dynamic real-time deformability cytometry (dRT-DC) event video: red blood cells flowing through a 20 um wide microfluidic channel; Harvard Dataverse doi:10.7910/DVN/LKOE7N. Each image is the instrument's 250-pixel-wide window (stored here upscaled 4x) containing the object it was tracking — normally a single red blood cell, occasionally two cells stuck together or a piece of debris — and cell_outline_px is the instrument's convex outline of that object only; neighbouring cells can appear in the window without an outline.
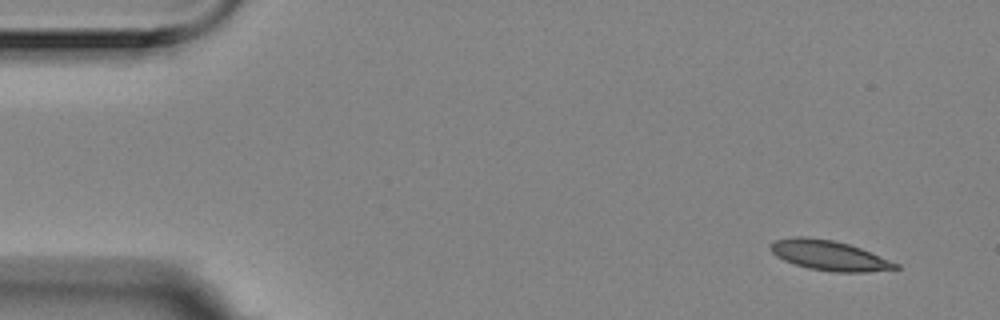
{"species": "Egyptian fruit bat (a non-hibernating species)", "species_latin": "Rousettus aegyptiacus", "temperature_condition": "room temperature", "stored_images_in_passage": 4, "camera_frame_rate_fps": 3000, "um_per_image_px": 0.085, "animal": {"sex": "female"}, "frame": {"image": 1, "passage_image": 1, "time_ms": 0.0, "image_size_px": [1000, 320], "cell_outline_px": [[900, 268], [864, 272], [832, 272], [808, 268], [784, 260], [776, 256], [768, 248], [776, 240], [796, 236], [808, 236], [832, 240], [848, 244], [860, 248], [900, 264]], "centroid_in_image_um": [70.47, 21.71], "position_along_channel_um": 14.5, "area_um2": 21.68}}
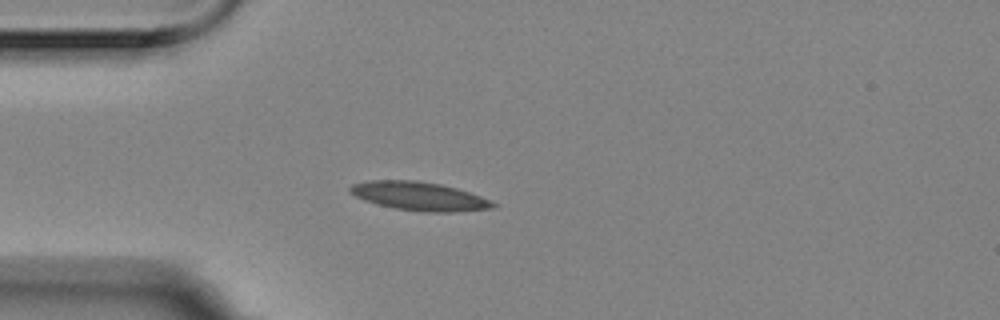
{"frame": {"image": 2, "passage_image": 3, "time_ms": 0.667, "image_size_px": [1000, 320], "cell_outline_px": [[496, 204], [492, 208], [452, 212], [420, 212], [396, 208], [364, 200], [348, 192], [348, 188], [352, 184], [368, 180], [416, 180], [440, 184], [456, 188], [480, 196]], "centroid_in_image_um": [35.58, 16.67], "position_along_channel_um": 49.4, "area_um2": 23.58}}